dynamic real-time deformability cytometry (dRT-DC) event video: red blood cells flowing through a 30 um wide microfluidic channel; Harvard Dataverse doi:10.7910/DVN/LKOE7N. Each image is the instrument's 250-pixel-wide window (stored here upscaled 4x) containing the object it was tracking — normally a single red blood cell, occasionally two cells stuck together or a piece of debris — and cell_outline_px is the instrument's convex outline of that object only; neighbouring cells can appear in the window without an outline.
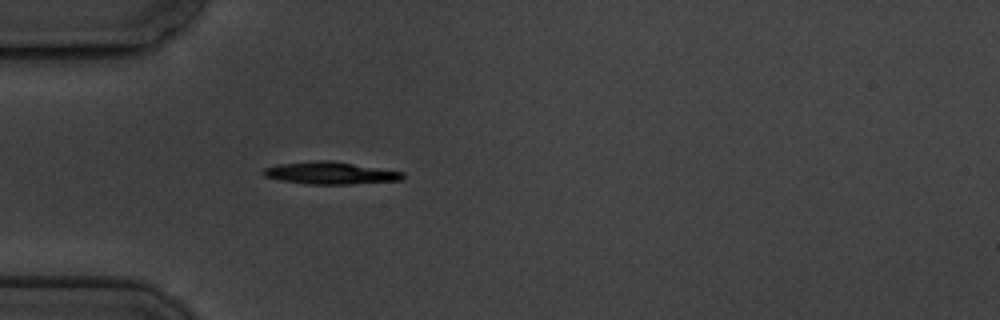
{"species": "common noctule bat (a hibernating species)", "species_latin": "Nyctalus noctula", "temperature_condition": "cold", "stored_images_in_passage": 2, "segment_of_instrument_passage": [1, 2], "camera_frame_rate_fps": 3000, "um_per_image_px": 0.085, "animal": {"sex": "male", "body_mass_g": 19.5, "forearm_length_mm": 54.6}, "frame": {"image": 1, "passage_image": 1, "time_ms": 0.0, "image_size_px": [1000, 320], "cell_outline_px": [[404, 176], [400, 180], [352, 184], [308, 184], [280, 180], [264, 176], [264, 168], [280, 164], [316, 160], [332, 160], [404, 172]], "centroid_in_image_um": [28.09, 14.7], "position_along_channel_um": 56.9, "area_um2": 17.98}}